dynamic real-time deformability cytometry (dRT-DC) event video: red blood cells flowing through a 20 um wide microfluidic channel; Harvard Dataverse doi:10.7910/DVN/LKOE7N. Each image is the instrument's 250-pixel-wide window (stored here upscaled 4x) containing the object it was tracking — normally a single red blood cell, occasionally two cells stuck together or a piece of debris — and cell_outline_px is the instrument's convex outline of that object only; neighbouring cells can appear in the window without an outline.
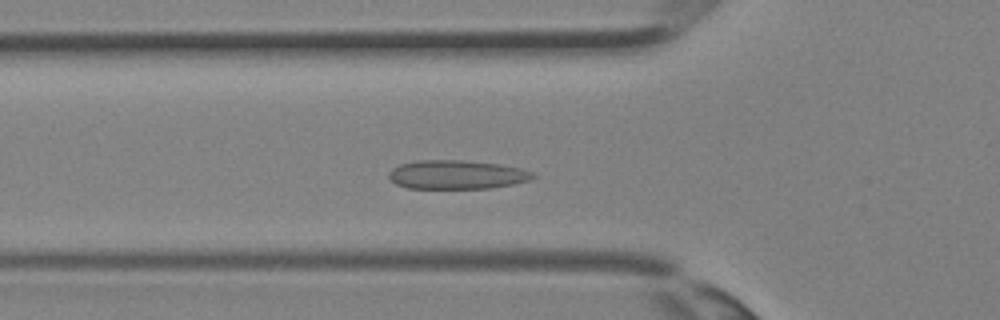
{"species": "Egyptian fruit bat (a non-hibernating species)", "species_latin": "Rousettus aegyptiacus", "temperature_condition": "room temperature", "stored_images_in_passage": 33, "camera_frame_rate_fps": 3000, "um_per_image_px": 0.085, "animal": {"sex": "female"}, "frame": {"image": 1, "passage_image": 10, "time_ms": 3.0, "image_size_px": [1000, 320], "cell_outline_px": [[536, 176], [528, 180], [512, 184], [488, 188], [408, 188], [396, 184], [388, 176], [388, 172], [392, 168], [400, 164], [420, 160], [460, 160], [496, 164], [520, 168], [532, 172]], "centroid_in_image_um": [38.78, 14.84], "position_along_channel_um": 87.0, "area_um2": 23.93}}
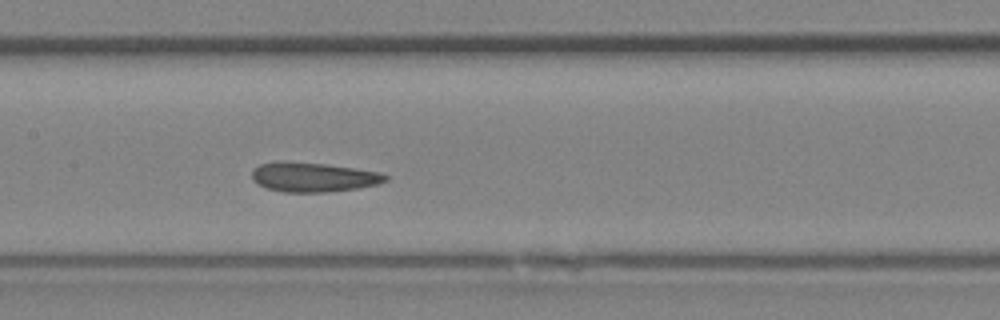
{"frame": {"image": 2, "passage_image": 15, "time_ms": 4.667, "image_size_px": [1000, 320], "cell_outline_px": [[388, 180], [380, 184], [360, 188], [324, 192], [284, 192], [268, 188], [252, 180], [252, 168], [260, 164], [280, 160], [284, 160], [324, 164], [380, 172], [388, 176]], "centroid_in_image_um": [26.63, 15.04], "position_along_channel_um": 180.8, "area_um2": 23.06}}
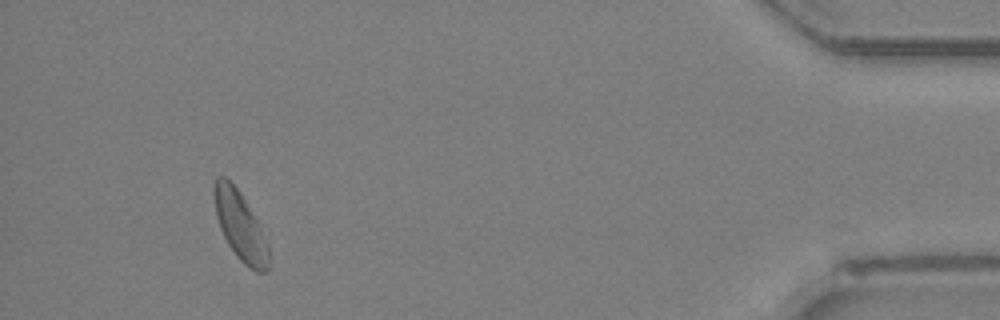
{"frame": {"image": 3, "passage_image": 31, "time_ms": 10.0, "image_size_px": [1000, 320], "cell_outline_px": [[268, 268], [264, 272], [256, 272], [248, 268], [236, 256], [228, 244], [220, 228], [216, 216], [212, 192], [212, 184], [216, 176], [224, 176], [240, 192], [260, 220], [268, 244]], "centroid_in_image_um": [20.41, 19.17], "position_along_channel_um": 414.8, "area_um2": 22.43}}